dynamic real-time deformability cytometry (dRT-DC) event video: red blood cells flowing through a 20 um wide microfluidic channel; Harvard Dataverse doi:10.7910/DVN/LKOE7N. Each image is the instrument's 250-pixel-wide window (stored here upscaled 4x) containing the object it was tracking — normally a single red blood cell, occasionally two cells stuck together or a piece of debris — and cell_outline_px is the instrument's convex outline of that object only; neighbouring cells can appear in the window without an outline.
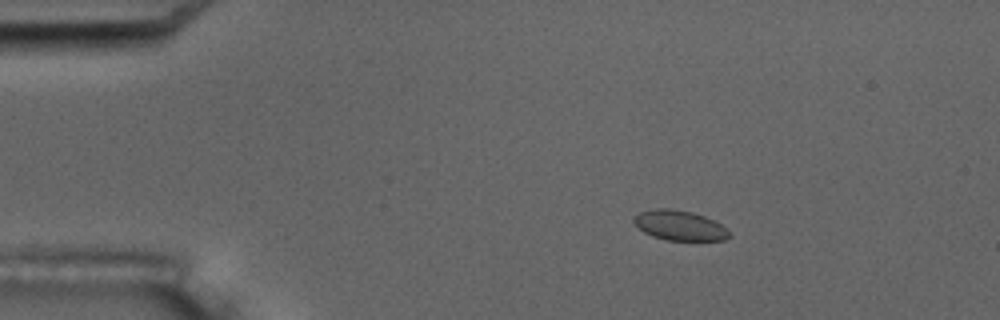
{"species": "common noctule bat (a hibernating species)", "species_latin": "Nyctalus noctula", "temperature_condition": "room temperature", "stored_images_in_passage": 6, "camera_frame_rate_fps": 3000, "um_per_image_px": 0.085, "animal": {"sex": "male", "body_mass_g": 17.5, "forearm_length_mm": 52.3}, "frame": {"image": 1, "passage_image": 4, "time_ms": 3.333, "image_size_px": [1000, 320], "cell_outline_px": [[732, 236], [724, 240], [668, 240], [652, 236], [644, 232], [632, 220], [632, 216], [640, 212], [656, 208], [668, 208], [692, 212], [704, 216], [720, 224]], "centroid_in_image_um": [57.73, 19.15], "position_along_channel_um": 27.3, "area_um2": 16.47}}